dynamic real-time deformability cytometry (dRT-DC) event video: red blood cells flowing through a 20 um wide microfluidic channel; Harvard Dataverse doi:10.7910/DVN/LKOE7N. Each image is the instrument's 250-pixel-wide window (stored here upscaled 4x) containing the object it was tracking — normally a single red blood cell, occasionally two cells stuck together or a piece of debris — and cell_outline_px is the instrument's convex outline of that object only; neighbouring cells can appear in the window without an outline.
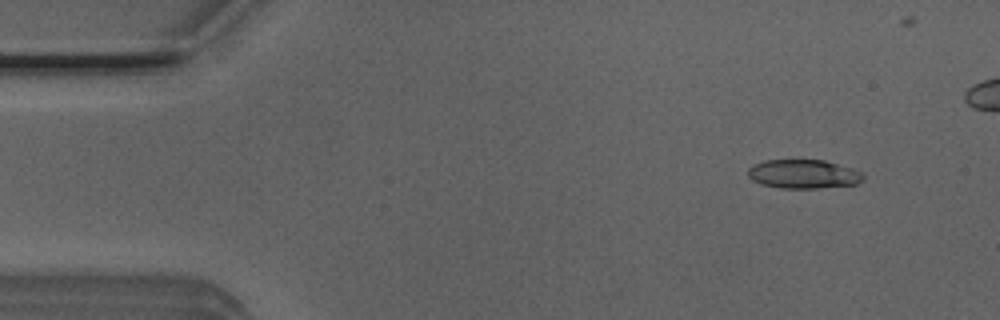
{"species": "Egyptian fruit bat (a non-hibernating species)", "species_latin": "Rousettus aegyptiacus", "temperature_condition": "room temperature", "stored_images_in_passage": 15, "camera_frame_rate_fps": 3000, "um_per_image_px": 0.085, "animal": {"sex": "male"}, "frame": {"image": 1, "passage_image": 5, "time_ms": 1.333, "image_size_px": [1000, 320], "cell_outline_px": [[864, 180], [856, 184], [816, 188], [780, 188], [760, 184], [752, 180], [748, 176], [748, 168], [752, 164], [764, 160], [824, 160], [852, 168], [864, 172]], "centroid_in_image_um": [68.29, 14.79], "position_along_channel_um": 16.7, "area_um2": 19.59}}